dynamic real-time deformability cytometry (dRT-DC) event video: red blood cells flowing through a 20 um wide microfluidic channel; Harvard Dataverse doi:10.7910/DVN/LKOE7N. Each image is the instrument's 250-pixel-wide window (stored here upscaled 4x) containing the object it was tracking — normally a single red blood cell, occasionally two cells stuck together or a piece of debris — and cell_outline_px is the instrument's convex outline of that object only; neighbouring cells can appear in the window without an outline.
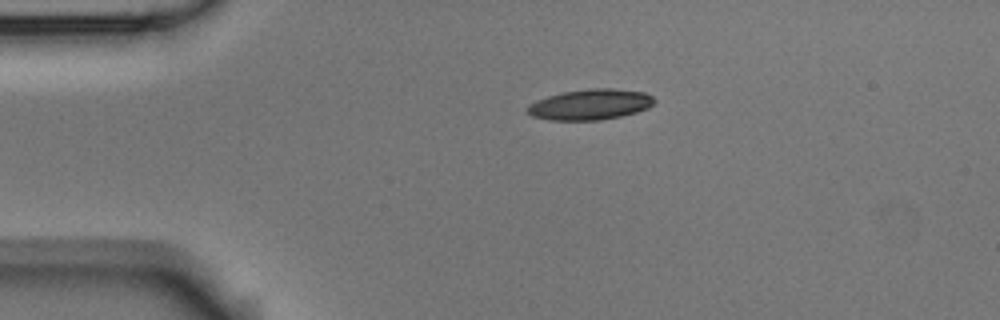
{"species": "Egyptian fruit bat (a non-hibernating species)", "species_latin": "Rousettus aegyptiacus", "temperature_condition": "room temperature", "stored_images_in_passage": 5, "camera_frame_rate_fps": 3000, "um_per_image_px": 0.085, "animal": {"sex": "male"}, "frame": {"image": 1, "passage_image": 1, "time_ms": 0.0, "image_size_px": [1000, 320], "cell_outline_px": [[656, 100], [648, 108], [636, 112], [620, 116], [600, 120], [552, 120], [532, 116], [524, 108], [528, 104], [536, 100], [548, 96], [564, 92], [588, 88], [612, 88], [644, 92], [652, 96]], "centroid_in_image_um": [50.15, 8.87], "position_along_channel_um": 34.8, "area_um2": 22.66}}
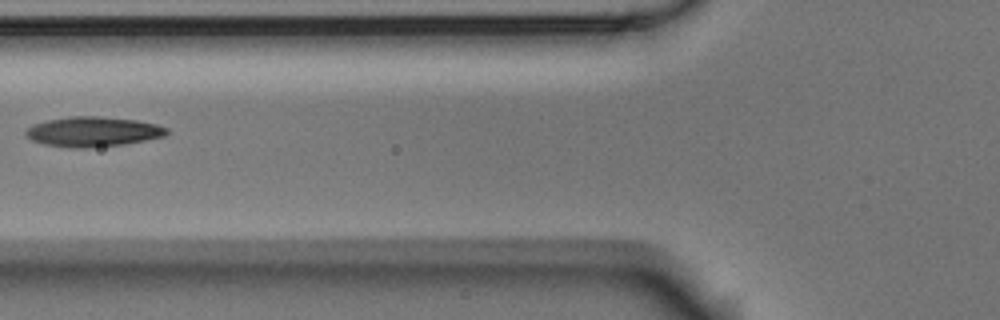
{"frame": {"image": 2, "passage_image": 4, "time_ms": 3.333, "image_size_px": [1000, 320], "cell_outline_px": [[168, 132], [164, 136], [124, 144], [88, 148], [72, 148], [44, 144], [32, 140], [24, 132], [28, 128], [36, 124], [48, 120], [68, 116], [96, 116], [136, 120], [156, 124], [168, 128]], "centroid_in_image_um": [7.91, 11.19], "position_along_channel_um": 117.9, "area_um2": 24.33}}
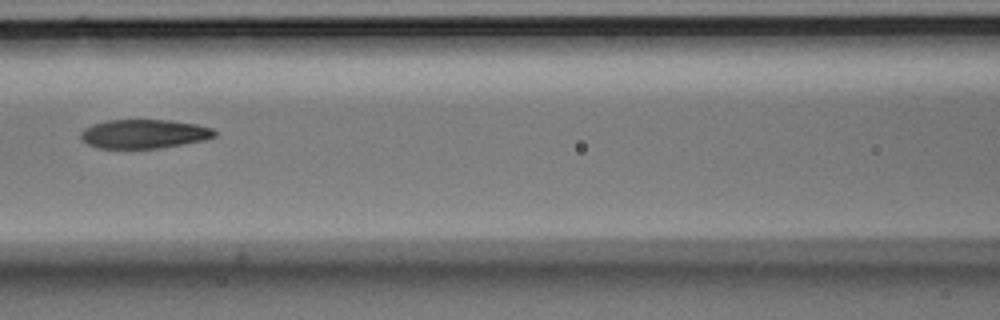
{"frame": {"image": 3, "passage_image": 5, "time_ms": 4.333, "image_size_px": [1000, 320], "cell_outline_px": [[216, 136], [204, 140], [160, 148], [96, 148], [80, 140], [80, 132], [84, 128], [92, 124], [108, 120], [168, 120], [196, 124], [212, 128], [216, 132]], "centroid_in_image_um": [12.2, 11.38], "position_along_channel_um": 154.4, "area_um2": 22.66}}